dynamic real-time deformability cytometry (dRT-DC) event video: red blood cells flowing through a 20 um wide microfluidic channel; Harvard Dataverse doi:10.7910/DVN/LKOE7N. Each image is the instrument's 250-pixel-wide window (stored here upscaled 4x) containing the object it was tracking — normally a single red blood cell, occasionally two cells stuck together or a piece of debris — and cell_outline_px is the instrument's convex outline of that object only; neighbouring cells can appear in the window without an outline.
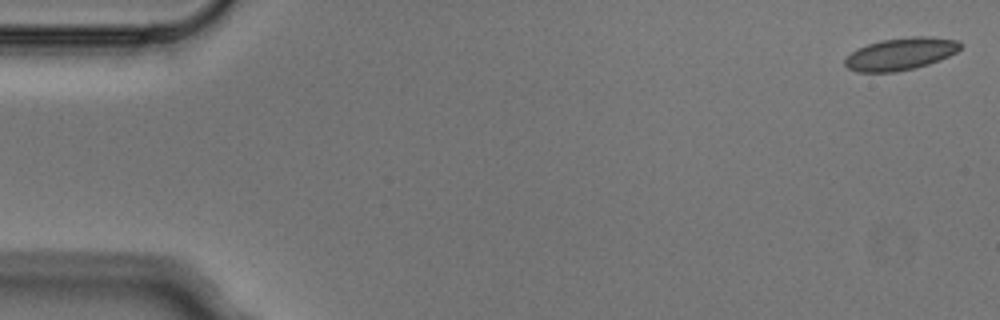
{"species": "Egyptian fruit bat (a non-hibernating species)", "species_latin": "Rousettus aegyptiacus", "temperature_condition": "cold", "stored_images_in_passage": 5, "camera_frame_rate_fps": 3000, "um_per_image_px": 0.085, "animal": {"sex": "male"}, "frame": {"image": 1, "passage_image": 1, "time_ms": 0.0, "image_size_px": [1000, 320], "cell_outline_px": [[964, 44], [956, 52], [940, 60], [916, 68], [896, 72], [856, 72], [848, 68], [844, 64], [844, 60], [852, 52], [868, 44], [880, 40], [912, 36], [928, 36], [960, 40]], "centroid_in_image_um": [76.59, 4.58], "position_along_channel_um": 8.4, "area_um2": 21.85}}
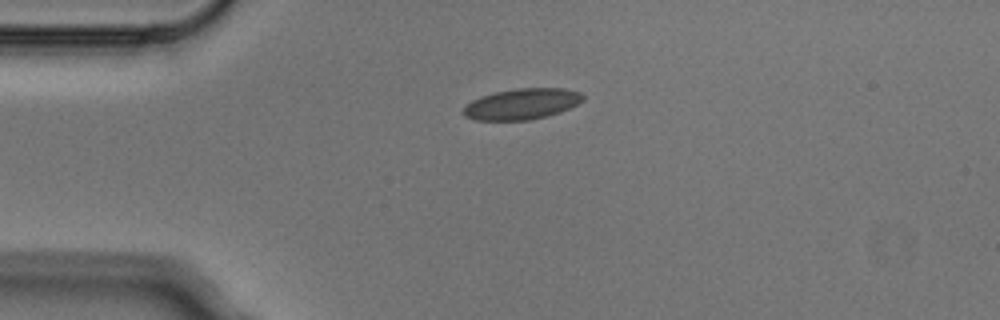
{"frame": {"image": 2, "passage_image": 4, "time_ms": 1.0, "image_size_px": [1000, 320], "cell_outline_px": [[584, 100], [560, 112], [528, 120], [476, 120], [464, 116], [460, 112], [472, 100], [480, 96], [496, 92], [516, 88], [564, 88], [580, 92], [584, 96]], "centroid_in_image_um": [44.34, 8.83], "position_along_channel_um": 40.7, "area_um2": 21.44}}